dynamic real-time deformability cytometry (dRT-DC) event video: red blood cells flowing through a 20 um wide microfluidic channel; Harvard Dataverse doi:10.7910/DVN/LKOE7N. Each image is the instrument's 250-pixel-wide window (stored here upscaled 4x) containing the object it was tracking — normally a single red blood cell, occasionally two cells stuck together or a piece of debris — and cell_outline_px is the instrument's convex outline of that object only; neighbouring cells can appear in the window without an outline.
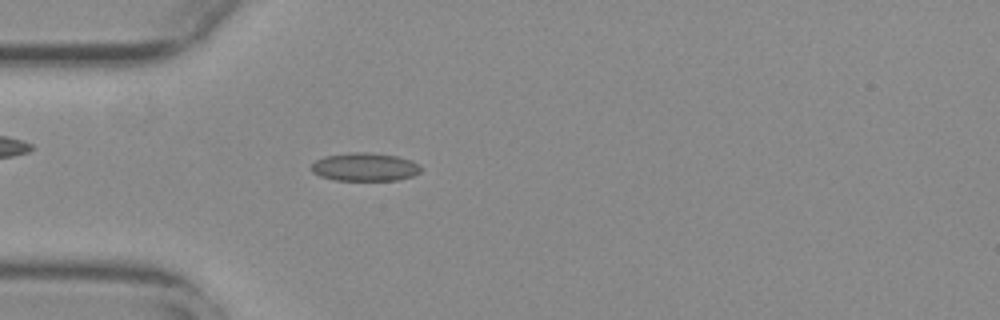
{"species": "common noctule bat (a hibernating species)", "species_latin": "Nyctalus noctula", "temperature_condition": "warm", "stored_images_in_passage": 55, "camera_frame_rate_fps": 3000, "um_per_image_px": 0.085, "animal": {"sex": "female", "body_mass_g": 29.2, "forearm_length_mm": 56.3}, "frame": {"image": 1, "passage_image": 16, "time_ms": 5.0, "image_size_px": [1000, 320], "cell_outline_px": [[424, 168], [420, 172], [412, 176], [396, 180], [336, 180], [320, 176], [312, 172], [308, 168], [316, 160], [324, 156], [356, 152], [364, 152], [396, 156], [412, 160], [420, 164]], "centroid_in_image_um": [31.02, 14.19], "position_along_channel_um": 54.0, "area_um2": 18.09}}
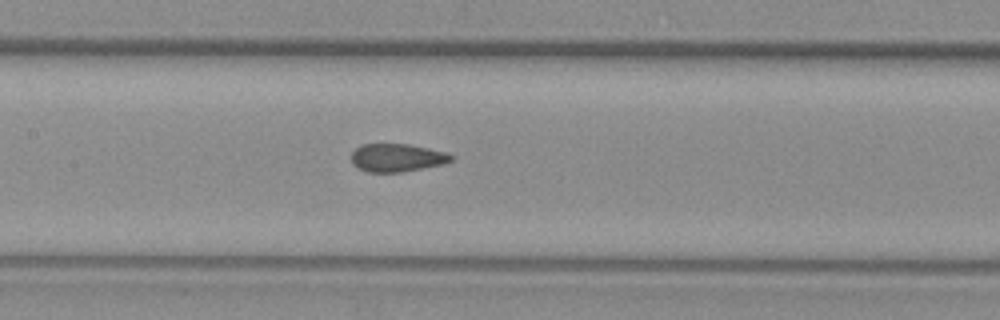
{"frame": {"image": 2, "passage_image": 26, "time_ms": 8.333, "image_size_px": [1000, 320], "cell_outline_px": [[452, 160], [444, 164], [400, 172], [368, 172], [356, 168], [352, 164], [352, 152], [356, 148], [364, 144], [408, 144], [448, 152], [452, 156]], "centroid_in_image_um": [33.73, 13.41], "position_along_channel_um": 173.7, "area_um2": 16.3}}
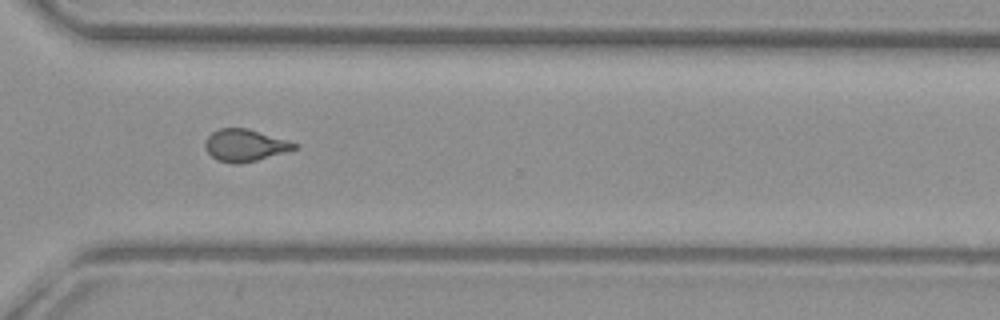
{"frame": {"image": 3, "passage_image": 40, "time_ms": 13.0, "image_size_px": [1000, 320], "cell_outline_px": [[300, 148], [256, 160], [240, 164], [232, 164], [216, 160], [204, 148], [204, 140], [212, 132], [220, 128], [248, 128], [300, 144]], "centroid_in_image_um": [20.82, 12.35], "position_along_channel_um": 349.8, "area_um2": 16.88}, "authors_computed_cell_mechanics": {"area_um2": 17.1666, "velocity_mm_per_s": 3.7779, "shape_relaxation_time_tau1_ms": null, "shape_relaxation_time_tau2_ms": 0.9468, "deformation_change_tau1": null, "deformation_change_tau2": 0.0586}}